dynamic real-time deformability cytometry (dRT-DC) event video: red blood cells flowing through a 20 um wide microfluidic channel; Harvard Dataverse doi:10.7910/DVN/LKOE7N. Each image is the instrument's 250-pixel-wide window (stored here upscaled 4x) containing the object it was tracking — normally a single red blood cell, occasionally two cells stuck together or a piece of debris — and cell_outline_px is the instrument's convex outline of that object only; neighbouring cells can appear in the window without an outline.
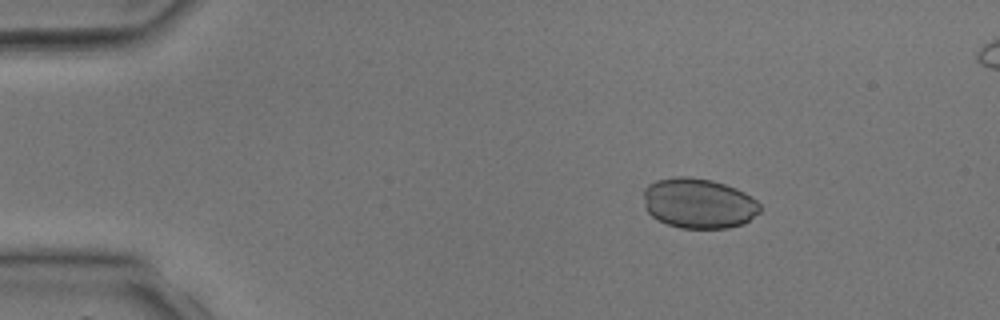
{"species": "common noctule bat (a hibernating species)", "species_latin": "Nyctalus noctula", "temperature_condition": "room temperature", "stored_images_in_passage": 4, "camera_frame_rate_fps": 3000, "um_per_image_px": 0.085, "animal": {"sex": "male", "body_mass_g": 17.9, "forearm_length_mm": 54.2}, "frame": {"image": 1, "passage_image": 2, "time_ms": 1.333, "image_size_px": [1000, 320], "cell_outline_px": [[760, 212], [744, 224], [728, 228], [680, 228], [668, 224], [652, 216], [644, 208], [644, 188], [648, 184], [656, 180], [676, 176], [688, 176], [712, 180], [736, 188], [752, 196], [760, 204]], "centroid_in_image_um": [59.38, 17.27], "position_along_channel_um": 25.6, "area_um2": 34.28}}